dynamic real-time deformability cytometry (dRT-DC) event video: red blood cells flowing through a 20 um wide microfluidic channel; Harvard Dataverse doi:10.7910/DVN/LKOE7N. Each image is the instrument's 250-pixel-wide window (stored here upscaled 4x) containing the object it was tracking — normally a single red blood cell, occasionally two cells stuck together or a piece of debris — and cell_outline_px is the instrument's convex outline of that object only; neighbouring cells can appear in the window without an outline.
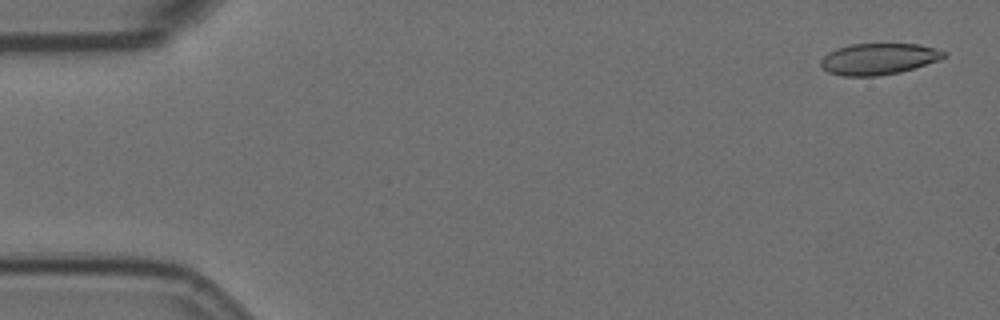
{"species": "Egyptian fruit bat (a non-hibernating species)", "species_latin": "Rousettus aegyptiacus", "temperature_condition": "room temperature", "stored_images_in_passage": 32, "camera_frame_rate_fps": 3000, "um_per_image_px": 0.085, "animal": {"sex": "female"}, "frame": {"image": 1, "passage_image": 2, "time_ms": 0.333, "image_size_px": [1000, 320], "cell_outline_px": [[948, 56], [940, 60], [900, 72], [876, 76], [844, 76], [828, 72], [820, 64], [820, 60], [828, 52], [836, 48], [852, 44], [920, 44], [936, 48], [948, 52]], "centroid_in_image_um": [74.72, 5.0], "position_along_channel_um": 10.3, "area_um2": 22.6}}
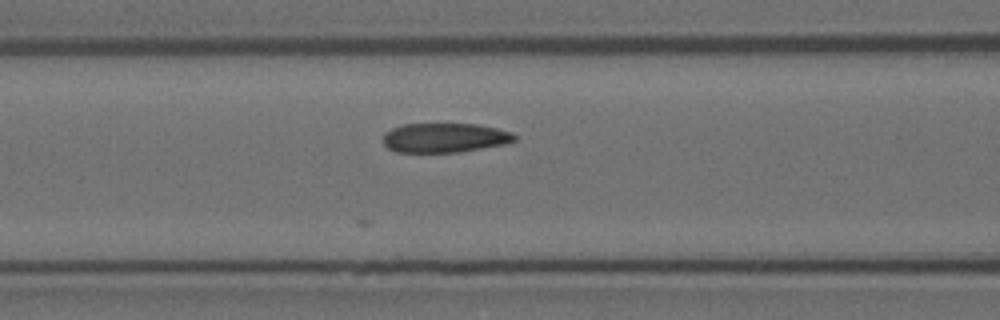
{"frame": {"image": 2, "passage_image": 23, "time_ms": 7.333, "image_size_px": [1000, 320], "cell_outline_px": [[516, 140], [504, 144], [460, 152], [396, 152], [388, 148], [384, 144], [384, 132], [392, 128], [404, 124], [476, 124], [496, 128], [512, 132], [516, 136]], "centroid_in_image_um": [37.79, 11.71], "position_along_channel_um": 128.8, "area_um2": 22.48}}
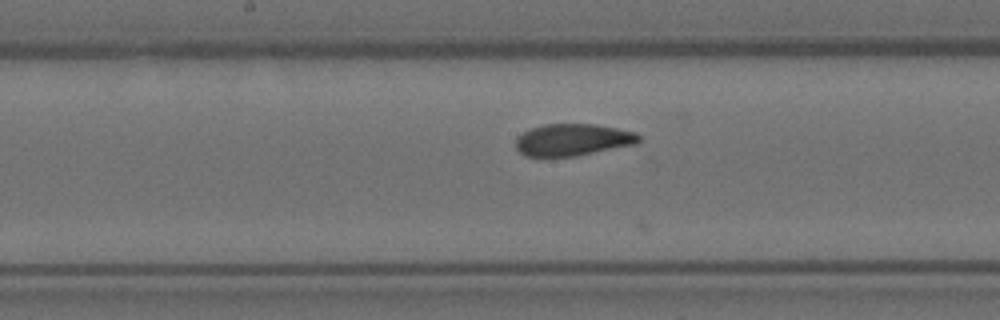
{"frame": {"image": 3, "passage_image": 29, "time_ms": 9.333, "image_size_px": [1000, 320], "cell_outline_px": [[640, 140], [636, 144], [576, 156], [524, 156], [516, 148], [516, 136], [532, 128], [544, 124], [596, 124], [636, 132], [640, 136]], "centroid_in_image_um": [48.68, 11.88], "position_along_channel_um": 199.5, "area_um2": 22.89}}